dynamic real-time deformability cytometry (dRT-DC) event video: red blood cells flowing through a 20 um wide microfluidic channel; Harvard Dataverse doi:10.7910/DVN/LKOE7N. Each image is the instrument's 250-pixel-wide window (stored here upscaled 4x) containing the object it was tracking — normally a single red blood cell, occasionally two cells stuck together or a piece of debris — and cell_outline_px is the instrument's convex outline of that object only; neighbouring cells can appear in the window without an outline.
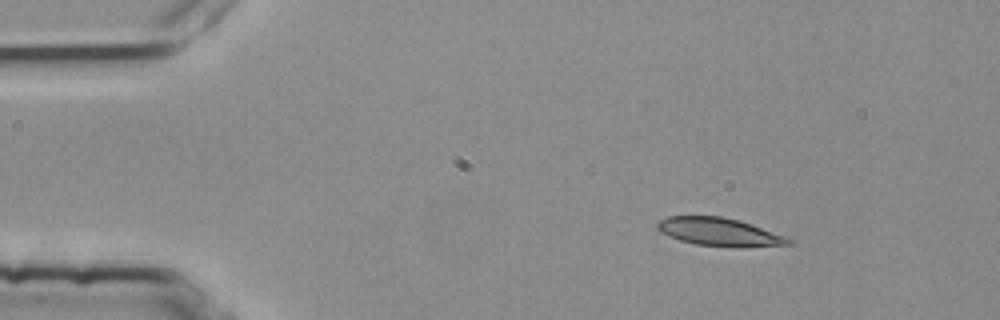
{"species": "common noctule bat (a hibernating species)", "species_latin": "Nyctalus noctula", "temperature_condition": "room temperature", "stored_images_in_passage": 4, "camera_frame_rate_fps": 3000, "um_per_image_px": 0.085, "animal": {"sex": "female", "body_mass_g": 25.1}, "frame": {"image": 1, "passage_image": 1, "time_ms": 0.0, "image_size_px": [1000, 320], "cell_outline_px": [[792, 244], [740, 248], [736, 248], [696, 244], [680, 240], [660, 232], [656, 228], [656, 224], [660, 220], [668, 216], [724, 216], [740, 220], [752, 224], [784, 236], [792, 240]], "centroid_in_image_um": [61.14, 19.72], "position_along_channel_um": 23.9, "area_um2": 21.62}}
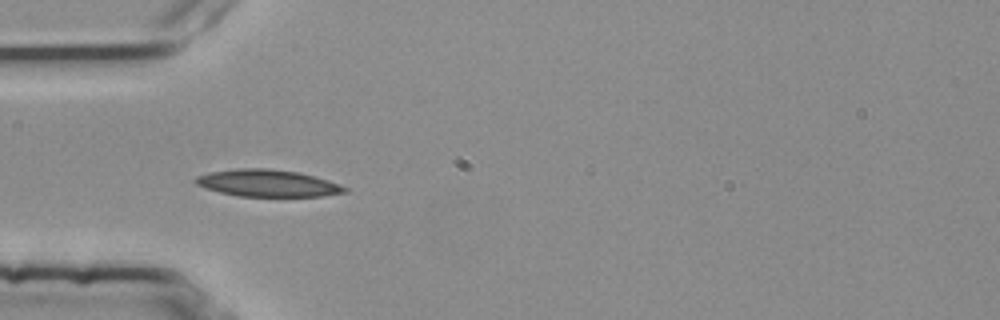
{"frame": {"image": 2, "passage_image": 3, "time_ms": 0.667, "image_size_px": [1000, 320], "cell_outline_px": [[348, 192], [324, 196], [240, 196], [220, 192], [196, 184], [192, 180], [196, 176], [208, 172], [236, 168], [268, 168], [296, 172], [328, 180], [348, 188]], "centroid_in_image_um": [22.73, 15.56], "position_along_channel_um": 62.3, "area_um2": 23.35}}